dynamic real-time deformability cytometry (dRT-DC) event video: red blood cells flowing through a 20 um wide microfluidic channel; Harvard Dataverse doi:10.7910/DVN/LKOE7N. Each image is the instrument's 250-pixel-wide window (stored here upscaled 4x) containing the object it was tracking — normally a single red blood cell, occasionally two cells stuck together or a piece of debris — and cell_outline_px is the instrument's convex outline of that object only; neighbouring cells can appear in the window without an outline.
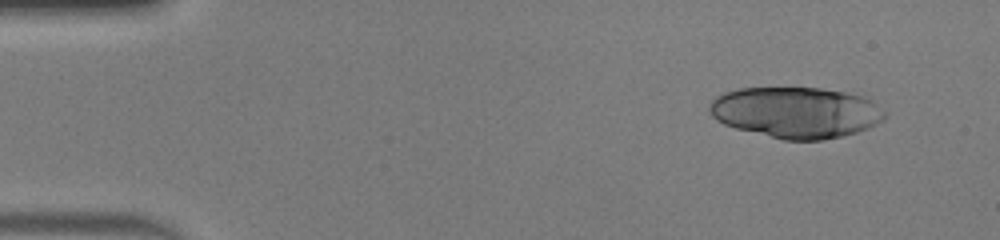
{"species": "human", "species_latin": "Homo sapiens", "temperature_condition": "warm", "stored_images_in_passage": 25, "camera_frame_rate_fps": 3000, "um_per_image_px": 0.085, "donor": {"sex": "male"}, "frame": {"image": 1, "passage_image": 1, "time_ms": 0.0, "image_size_px": [1000, 240], "cell_outline_px": [[888, 116], [884, 120], [868, 128], [844, 136], [824, 140], [784, 140], [736, 128], [724, 124], [716, 120], [712, 116], [708, 108], [712, 100], [716, 96], [724, 92], [740, 88], [820, 88], [848, 92], [864, 96], [872, 100]], "centroid_in_image_um": [67.68, 9.55], "position_along_channel_um": 17.3, "area_um2": 52.37}}
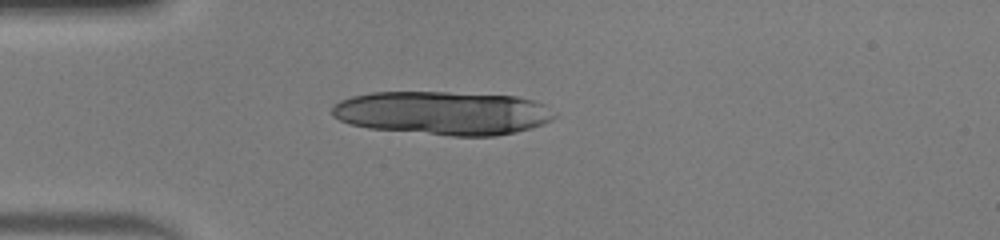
{"frame": {"image": 2, "passage_image": 10, "time_ms": 3.0, "image_size_px": [1000, 240], "cell_outline_px": [[556, 116], [552, 120], [544, 124], [532, 128], [496, 136], [452, 136], [368, 128], [348, 124], [332, 116], [332, 108], [340, 100], [352, 96], [372, 92], [448, 92], [516, 96], [532, 100], [544, 104]], "centroid_in_image_um": [37.64, 9.61], "position_along_channel_um": 47.4, "area_um2": 56.64}}